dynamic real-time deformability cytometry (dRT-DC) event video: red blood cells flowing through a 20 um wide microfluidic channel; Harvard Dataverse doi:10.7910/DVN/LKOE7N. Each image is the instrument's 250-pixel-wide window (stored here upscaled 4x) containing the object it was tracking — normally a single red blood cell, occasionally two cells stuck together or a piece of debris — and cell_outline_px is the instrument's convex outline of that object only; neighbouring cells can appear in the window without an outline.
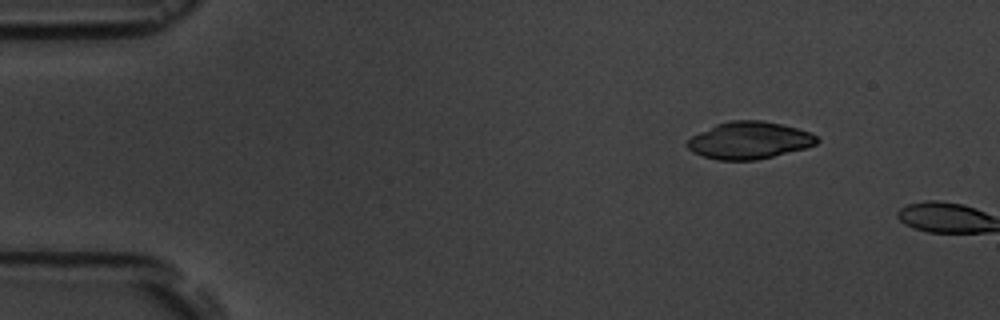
{"species": "common noctule bat (a hibernating species)", "species_latin": "Nyctalus noctula", "temperature_condition": "room temperature", "stored_images_in_passage": 2, "camera_frame_rate_fps": 3000, "um_per_image_px": 0.085, "animal": {"sex": "male", "body_mass_g": 19.5, "forearm_length_mm": 54.6}, "frame": {"image": 1, "passage_image": 1, "time_ms": 0.0, "image_size_px": [1000, 320], "cell_outline_px": [[820, 140], [816, 144], [804, 148], [756, 160], [716, 160], [692, 152], [684, 144], [692, 136], [716, 124], [732, 120], [764, 120], [796, 128], [808, 132], [816, 136]], "centroid_in_image_um": [63.65, 11.93], "position_along_channel_um": 21.3, "area_um2": 27.86}}